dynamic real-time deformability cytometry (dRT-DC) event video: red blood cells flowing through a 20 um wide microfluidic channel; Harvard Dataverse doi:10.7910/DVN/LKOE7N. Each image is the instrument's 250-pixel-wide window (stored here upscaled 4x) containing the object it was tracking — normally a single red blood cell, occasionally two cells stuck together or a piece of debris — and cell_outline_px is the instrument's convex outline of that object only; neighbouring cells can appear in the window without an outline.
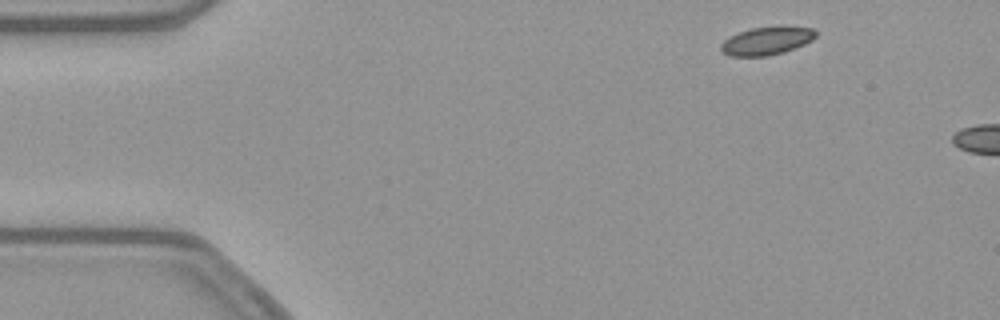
{"species": "common noctule bat (a hibernating species)", "species_latin": "Nyctalus noctula", "temperature_condition": "warm", "stored_images_in_passage": 5, "camera_frame_rate_fps": 3000, "um_per_image_px": 0.085, "animal": {"sex": "female", "body_mass_g": 21.9}, "frame": {"image": 1, "passage_image": 2, "time_ms": 0.333, "image_size_px": [1000, 320], "cell_outline_px": [[816, 36], [812, 40], [796, 48], [784, 52], [764, 56], [732, 56], [724, 52], [720, 48], [720, 44], [728, 36], [752, 28], [784, 24], [812, 28], [816, 32]], "centroid_in_image_um": [65.21, 3.43], "position_along_channel_um": 19.8, "area_um2": 15.84}}